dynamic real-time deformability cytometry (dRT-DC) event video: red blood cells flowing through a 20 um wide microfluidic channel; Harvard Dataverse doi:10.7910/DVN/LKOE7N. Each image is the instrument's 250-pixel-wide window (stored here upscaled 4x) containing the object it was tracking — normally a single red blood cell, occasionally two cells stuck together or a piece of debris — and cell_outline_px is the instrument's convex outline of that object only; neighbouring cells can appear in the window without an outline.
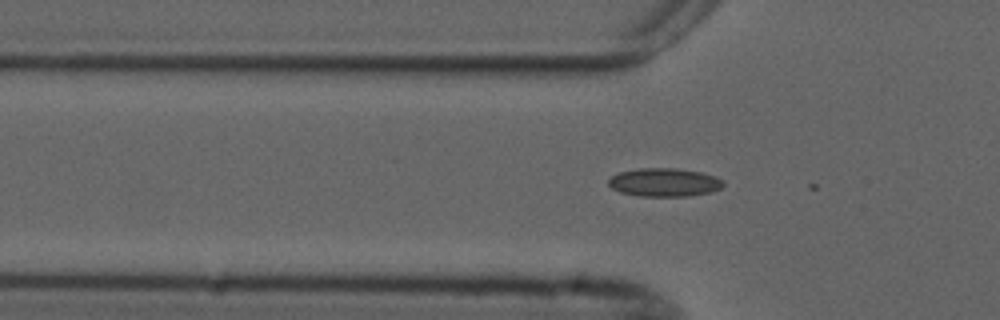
{"species": "common noctule bat (a hibernating species)", "species_latin": "Nyctalus noctula", "temperature_condition": "cold", "stored_images_in_passage": 4, "camera_frame_rate_fps": 3000, "um_per_image_px": 0.085, "animal": {"sex": "male", "forearm_length_mm": 52.5}, "frame": {"image": 1, "passage_image": 2, "time_ms": 0.333, "image_size_px": [1000, 320], "cell_outline_px": [[724, 184], [720, 188], [712, 192], [688, 196], [640, 196], [620, 192], [612, 188], [608, 184], [608, 180], [612, 176], [620, 172], [640, 168], [676, 168], [700, 172], [716, 176], [724, 180]], "centroid_in_image_um": [56.49, 15.5], "position_along_channel_um": 69.3, "area_um2": 19.02}}